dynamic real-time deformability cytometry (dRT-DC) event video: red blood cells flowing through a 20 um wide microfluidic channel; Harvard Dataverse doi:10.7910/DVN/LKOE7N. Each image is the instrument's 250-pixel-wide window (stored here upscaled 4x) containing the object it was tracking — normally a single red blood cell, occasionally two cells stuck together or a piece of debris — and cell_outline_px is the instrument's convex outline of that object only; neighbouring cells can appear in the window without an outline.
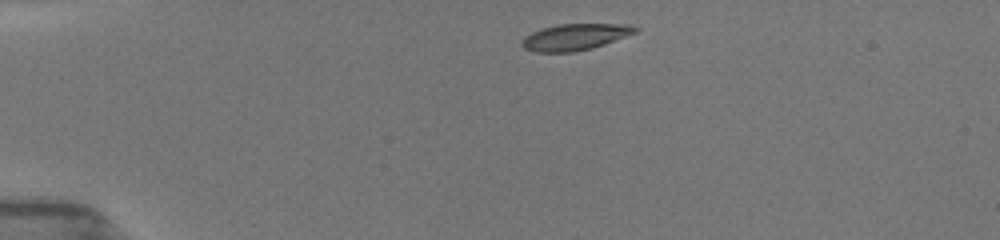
{"species": "common noctule bat (a hibernating species)", "species_latin": "Nyctalus noctula", "temperature_condition": "room temperature", "stored_images_in_passage": 48, "camera_frame_rate_fps": 3000, "um_per_image_px": 0.085, "animal": {"sex": "female", "body_mass_g": 19.5, "forearm_length_mm": 54.1}, "frame": {"image": 1, "passage_image": 1, "time_ms": 0.0, "image_size_px": [1000, 240], "cell_outline_px": [[640, 32], [592, 48], [572, 52], [536, 52], [524, 48], [520, 44], [520, 40], [524, 36], [532, 32], [556, 24], [632, 24], [640, 28]], "centroid_in_image_um": [48.92, 3.13], "position_along_channel_um": 36.1, "area_um2": 17.69}}
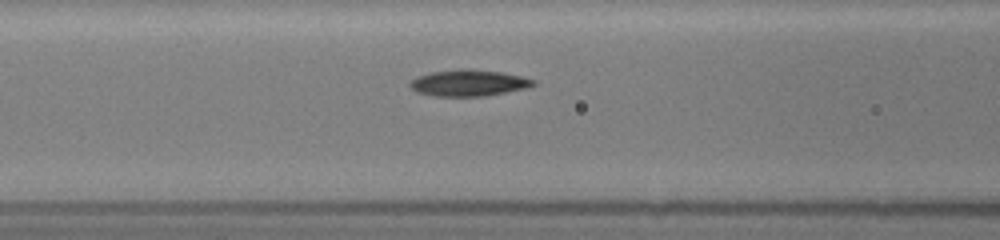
{"frame": {"image": 2, "passage_image": 32, "time_ms": 3.667, "image_size_px": [1000, 240], "cell_outline_px": [[536, 84], [528, 88], [484, 96], [432, 96], [416, 92], [408, 84], [416, 76], [432, 72], [460, 68], [500, 72], [520, 76], [536, 80]], "centroid_in_image_um": [39.82, 7.05], "position_along_channel_um": 126.8, "area_um2": 18.96}}
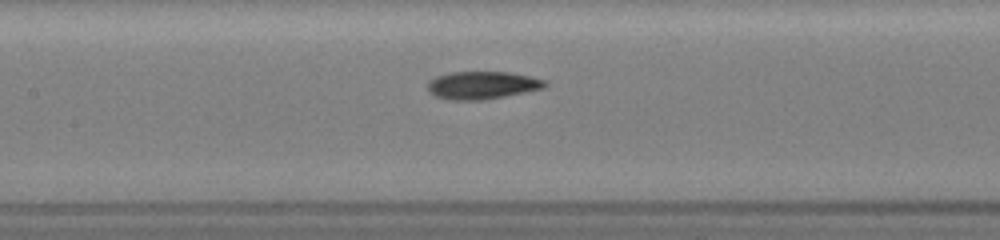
{"frame": {"image": 3, "passage_image": 41, "time_ms": 4.667, "image_size_px": [1000, 240], "cell_outline_px": [[548, 84], [544, 88], [484, 100], [452, 100], [432, 96], [428, 92], [428, 80], [436, 76], [448, 72], [508, 72], [528, 76], [544, 80]], "centroid_in_image_um": [40.92, 7.24], "position_along_channel_um": 166.5, "area_um2": 19.02}}